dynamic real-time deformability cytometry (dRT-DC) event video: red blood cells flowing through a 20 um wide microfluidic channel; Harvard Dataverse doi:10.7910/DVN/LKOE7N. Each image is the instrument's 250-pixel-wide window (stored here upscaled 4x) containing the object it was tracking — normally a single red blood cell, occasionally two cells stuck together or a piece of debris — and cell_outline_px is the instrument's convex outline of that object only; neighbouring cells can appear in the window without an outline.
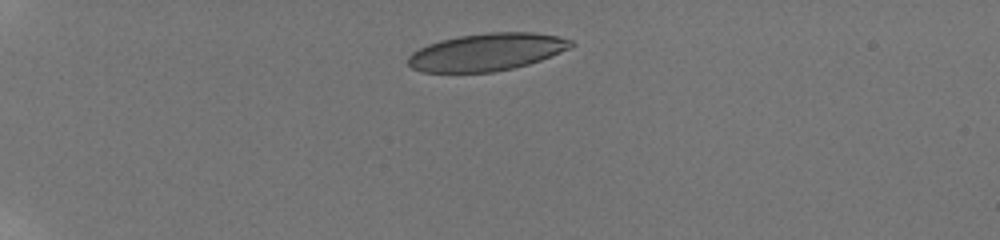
{"species": "human", "species_latin": "Homo sapiens", "temperature_condition": "room temperature", "stored_images_in_passage": 8, "camera_frame_rate_fps": 3000, "um_per_image_px": 0.085, "donor": {"sex": "male"}, "frame": {"image": 1, "passage_image": 1, "time_ms": 0.0, "image_size_px": [1000, 240], "cell_outline_px": [[576, 44], [572, 48], [540, 60], [528, 64], [512, 68], [492, 72], [420, 72], [412, 68], [408, 64], [408, 56], [412, 52], [428, 44], [440, 40], [460, 36], [488, 32], [536, 32], [560, 36], [572, 40]], "centroid_in_image_um": [41.41, 4.41], "position_along_channel_um": 43.6, "area_um2": 35.72}}
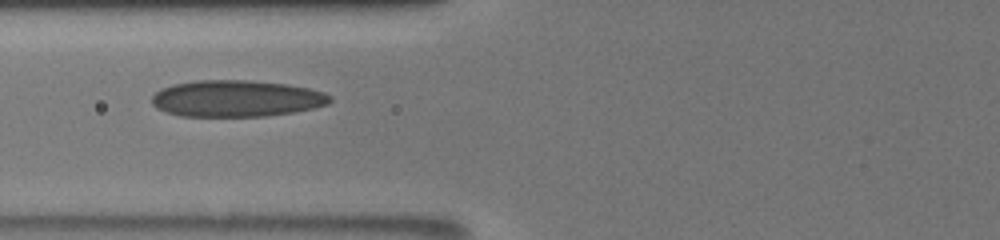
{"frame": {"image": 2, "passage_image": 5, "time_ms": 3.333, "image_size_px": [1000, 240], "cell_outline_px": [[332, 100], [328, 104], [312, 108], [292, 112], [268, 116], [180, 116], [156, 108], [152, 104], [152, 96], [160, 88], [172, 84], [196, 80], [252, 80], [288, 84], [308, 88], [324, 92], [332, 96]], "centroid_in_image_um": [20.09, 8.36], "position_along_channel_um": 105.7, "area_um2": 38.15}}
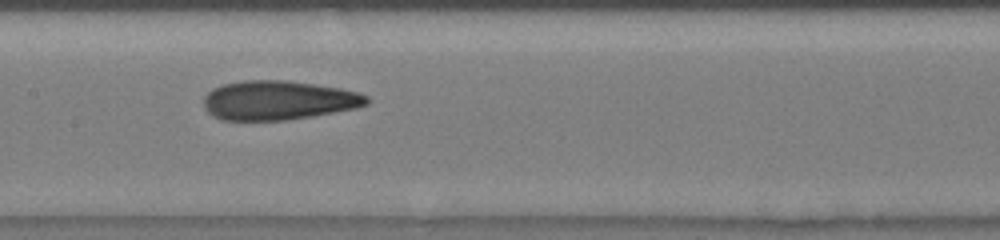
{"frame": {"image": 3, "passage_image": 7, "time_ms": 5.333, "image_size_px": [1000, 240], "cell_outline_px": [[372, 100], [368, 104], [356, 108], [312, 116], [284, 120], [220, 120], [212, 116], [204, 108], [204, 96], [212, 88], [224, 84], [244, 80], [288, 80], [340, 88], [356, 92], [368, 96]], "centroid_in_image_um": [23.65, 8.52], "position_along_channel_um": 183.7, "area_um2": 37.4}}